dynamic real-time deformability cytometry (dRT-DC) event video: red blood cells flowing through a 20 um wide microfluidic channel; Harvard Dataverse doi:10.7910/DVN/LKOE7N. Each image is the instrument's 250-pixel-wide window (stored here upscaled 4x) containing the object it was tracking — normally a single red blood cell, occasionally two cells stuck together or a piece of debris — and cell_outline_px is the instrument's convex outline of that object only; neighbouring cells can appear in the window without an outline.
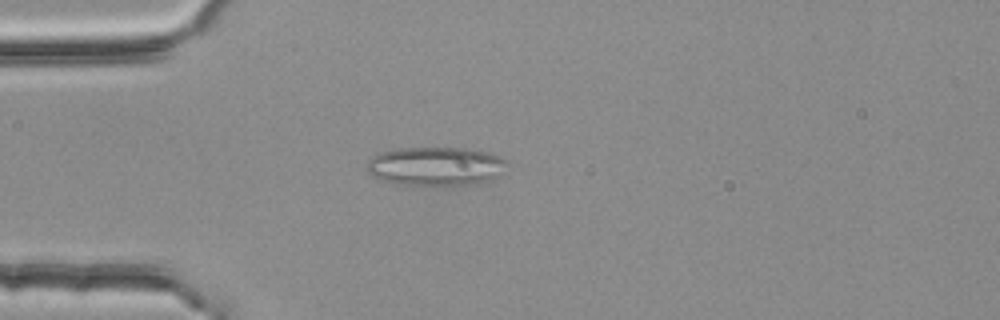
{"species": "common noctule bat (a hibernating species)", "species_latin": "Nyctalus noctula", "temperature_condition": "room temperature", "stored_images_in_passage": 54, "segment_of_instrument_passage": [1, 2], "camera_frame_rate_fps": 3000, "um_per_image_px": 0.085, "animal": {"sex": "female", "body_mass_g": 25.1}, "frame": {"image": 1, "passage_image": 15, "time_ms": 4.667, "image_size_px": [1000, 320], "cell_outline_px": [[508, 164], [500, 176], [492, 180], [472, 184], [448, 188], [392, 184], [380, 180], [372, 176], [368, 172], [364, 164], [372, 156], [380, 152], [396, 148], [468, 148], [488, 152], [500, 156], [508, 160]], "centroid_in_image_um": [37.03, 14.17], "position_along_channel_um": 48.0, "area_um2": 33.23}}